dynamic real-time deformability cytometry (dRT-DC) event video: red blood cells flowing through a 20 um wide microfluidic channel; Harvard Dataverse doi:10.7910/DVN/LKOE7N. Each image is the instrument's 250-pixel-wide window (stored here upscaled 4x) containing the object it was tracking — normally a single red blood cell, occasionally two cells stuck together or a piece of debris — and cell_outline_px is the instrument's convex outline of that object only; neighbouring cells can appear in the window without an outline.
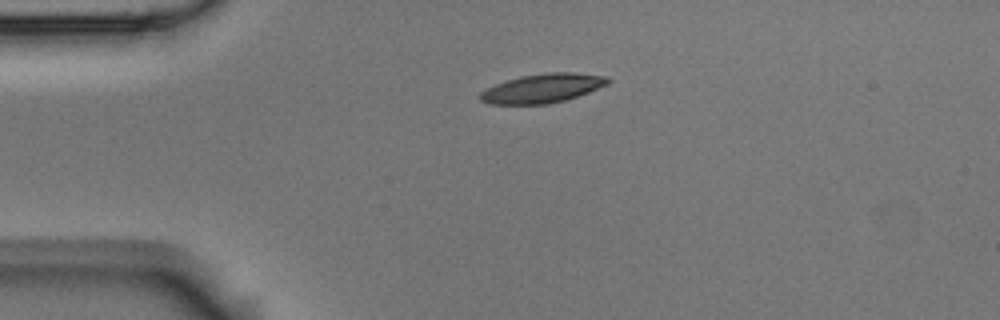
{"species": "Egyptian fruit bat (a non-hibernating species)", "species_latin": "Rousettus aegyptiacus", "temperature_condition": "room temperature", "stored_images_in_passage": 2, "camera_frame_rate_fps": 3000, "um_per_image_px": 0.085, "animal": {"sex": "male"}, "frame": {"image": 1, "passage_image": 1, "time_ms": 0.0, "image_size_px": [1000, 320], "cell_outline_px": [[612, 80], [608, 84], [588, 92], [564, 100], [548, 104], [488, 104], [480, 100], [480, 92], [496, 84], [520, 76], [548, 72], [572, 72], [608, 76]], "centroid_in_image_um": [46.14, 7.5], "position_along_channel_um": 38.9, "area_um2": 21.5}}